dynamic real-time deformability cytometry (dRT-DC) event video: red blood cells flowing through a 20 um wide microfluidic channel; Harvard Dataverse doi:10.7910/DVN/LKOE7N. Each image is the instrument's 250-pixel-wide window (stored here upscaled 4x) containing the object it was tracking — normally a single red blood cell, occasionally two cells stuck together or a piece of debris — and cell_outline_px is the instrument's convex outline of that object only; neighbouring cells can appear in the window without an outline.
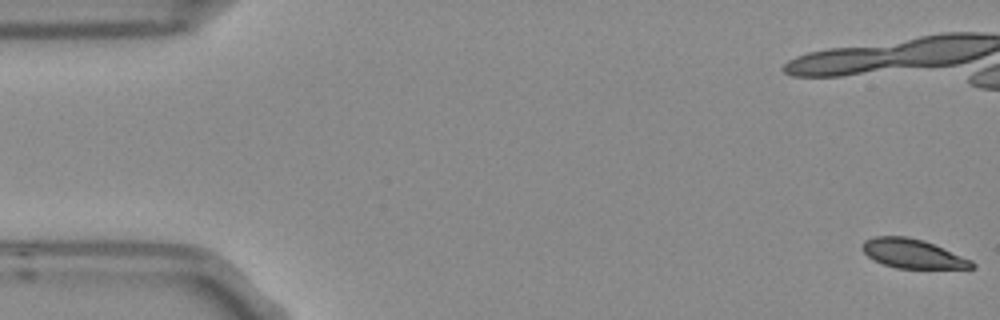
{"species": "Egyptian fruit bat (a non-hibernating species)", "species_latin": "Rousettus aegyptiacus", "temperature_condition": "room temperature", "stored_images_in_passage": 6, "camera_frame_rate_fps": 3000, "um_per_image_px": 0.085, "frame": {"image": 1, "passage_image": 1, "time_ms": 0.0, "image_size_px": [1000, 320], "cell_outline_px": [[976, 268], [896, 268], [884, 264], [868, 256], [860, 248], [864, 240], [876, 236], [904, 236], [924, 240], [972, 260], [976, 264]], "centroid_in_image_um": [77.58, 21.55], "position_along_channel_um": 7.4, "area_um2": 18.5}}